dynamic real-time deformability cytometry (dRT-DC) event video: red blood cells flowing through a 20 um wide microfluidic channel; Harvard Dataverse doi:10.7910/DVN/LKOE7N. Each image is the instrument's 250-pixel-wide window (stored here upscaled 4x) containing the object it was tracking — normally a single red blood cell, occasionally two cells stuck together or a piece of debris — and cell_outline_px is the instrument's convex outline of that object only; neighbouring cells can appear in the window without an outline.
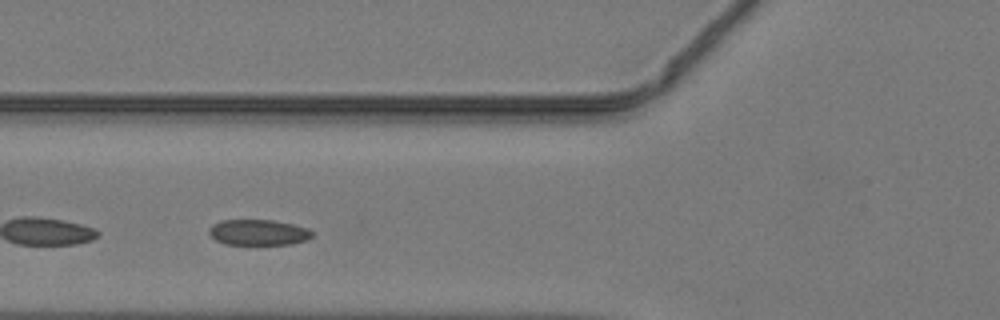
{"species": "common noctule bat (a hibernating species)", "species_latin": "Nyctalus noctula", "temperature_condition": "warm", "stored_images_in_passage": 28, "camera_frame_rate_fps": 3000, "um_per_image_px": 0.085, "animal": {"sex": "male", "body_mass_g": 19.2, "forearm_length_mm": 51.8}, "frame": {"image": 1, "passage_image": 8, "time_ms": 2.333, "image_size_px": [1000, 320], "cell_outline_px": [[316, 232], [308, 240], [292, 244], [224, 244], [216, 240], [208, 232], [208, 228], [212, 224], [220, 220], [272, 220], [292, 224], [308, 228]], "centroid_in_image_um": [21.98, 19.75], "position_along_channel_um": 103.8, "area_um2": 15.61}}
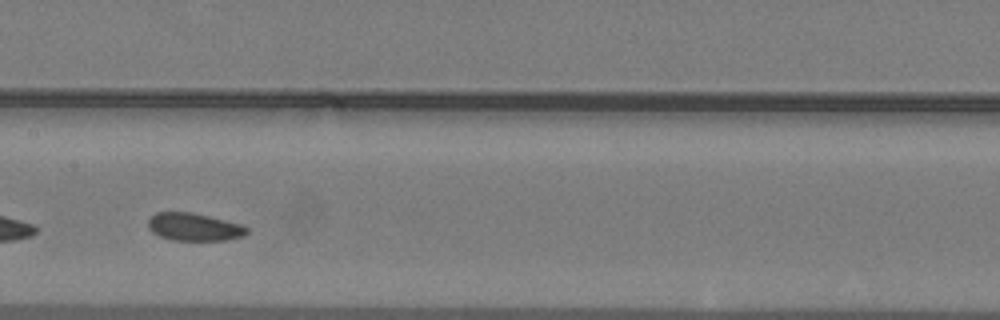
{"frame": {"image": 2, "passage_image": 14, "time_ms": 4.333, "image_size_px": [1000, 320], "cell_outline_px": [[248, 232], [244, 236], [228, 240], [172, 240], [160, 236], [152, 232], [148, 228], [148, 220], [156, 212], [192, 212], [240, 224], [248, 228]], "centroid_in_image_um": [16.49, 19.29], "position_along_channel_um": 190.9, "area_um2": 15.9}}
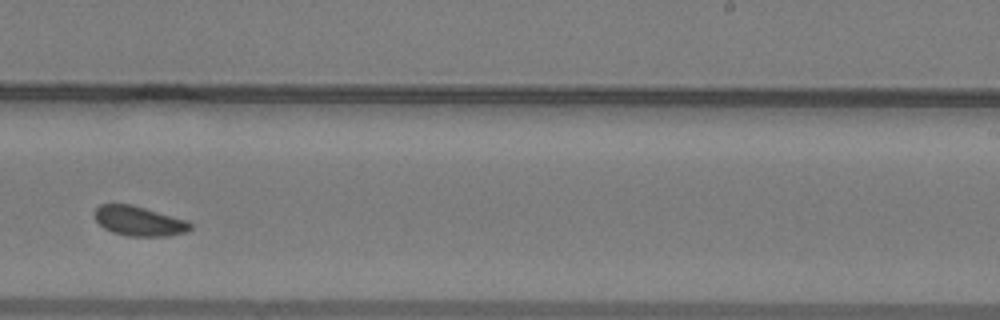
{"frame": {"image": 3, "passage_image": 20, "time_ms": 6.333, "image_size_px": [1000, 320], "cell_outline_px": [[192, 228], [184, 232], [168, 236], [128, 236], [112, 232], [104, 228], [96, 220], [96, 208], [100, 204], [132, 204], [188, 220], [192, 224]], "centroid_in_image_um": [11.84, 18.78], "position_along_channel_um": 277.2, "area_um2": 16.53}}